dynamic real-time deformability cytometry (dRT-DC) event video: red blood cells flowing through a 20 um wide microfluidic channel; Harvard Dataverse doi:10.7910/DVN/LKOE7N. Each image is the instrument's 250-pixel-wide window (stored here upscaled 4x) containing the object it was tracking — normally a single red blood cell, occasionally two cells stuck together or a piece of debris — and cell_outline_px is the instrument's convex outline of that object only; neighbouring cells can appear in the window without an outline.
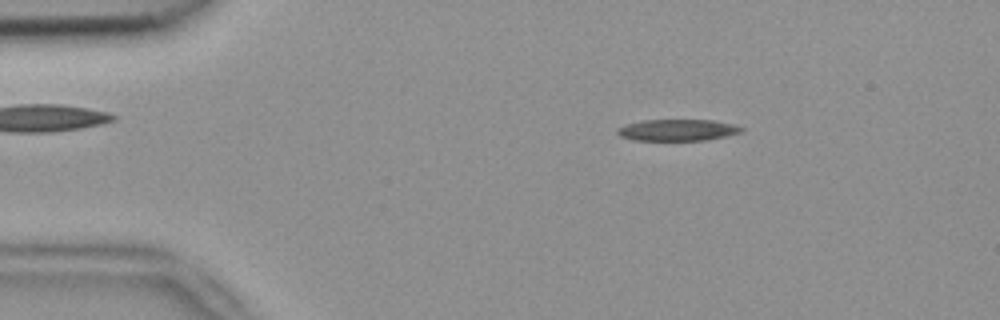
{"species": "common noctule bat (a hibernating species)", "species_latin": "Nyctalus noctula", "temperature_condition": "room temperature", "stored_images_in_passage": 7, "camera_frame_rate_fps": 3000, "um_per_image_px": 0.085, "animal": {"sex": "female", "body_mass_g": 18.4}, "frame": {"image": 1, "passage_image": 1, "time_ms": 0.0, "image_size_px": [1000, 320], "cell_outline_px": [[744, 128], [740, 132], [708, 140], [632, 140], [620, 136], [616, 132], [616, 128], [628, 124], [644, 120], [712, 120], [736, 124]], "centroid_in_image_um": [57.58, 11.05], "position_along_channel_um": 27.4, "area_um2": 15.49}}
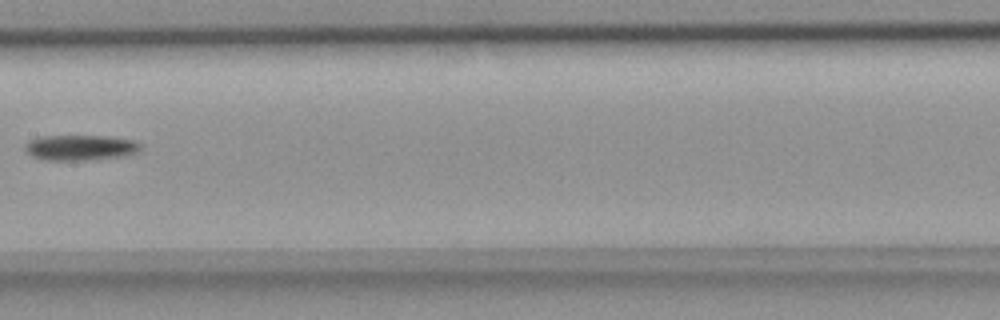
{"frame": {"image": 2, "passage_image": 6, "time_ms": 1.667, "image_size_px": [1000, 320], "cell_outline_px": [[140, 148], [136, 152], [124, 156], [84, 160], [44, 160], [32, 156], [24, 148], [24, 144], [32, 140], [44, 136], [108, 136], [132, 140], [140, 144]], "centroid_in_image_um": [6.81, 12.55], "position_along_channel_um": 200.6, "area_um2": 16.88}}
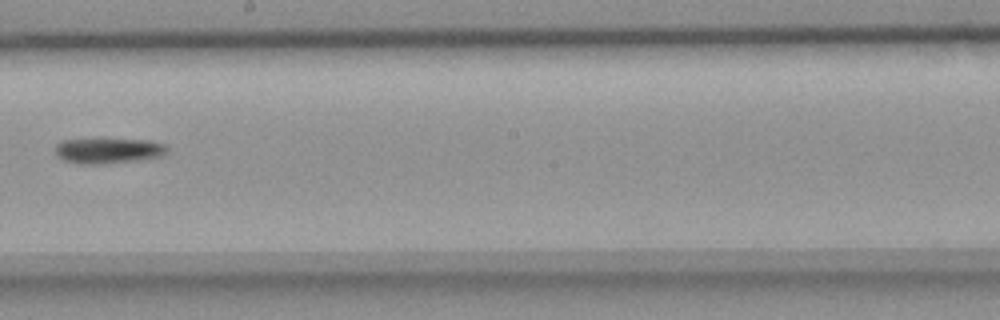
{"frame": {"image": 3, "passage_image": 7, "time_ms": 2.0, "image_size_px": [1000, 320], "cell_outline_px": [[168, 152], [164, 156], [140, 160], [100, 164], [76, 164], [64, 160], [56, 156], [56, 144], [60, 140], [148, 140], [164, 144], [168, 148]], "centroid_in_image_um": [9.22, 12.83], "position_along_channel_um": 239.0, "area_um2": 16.53}}